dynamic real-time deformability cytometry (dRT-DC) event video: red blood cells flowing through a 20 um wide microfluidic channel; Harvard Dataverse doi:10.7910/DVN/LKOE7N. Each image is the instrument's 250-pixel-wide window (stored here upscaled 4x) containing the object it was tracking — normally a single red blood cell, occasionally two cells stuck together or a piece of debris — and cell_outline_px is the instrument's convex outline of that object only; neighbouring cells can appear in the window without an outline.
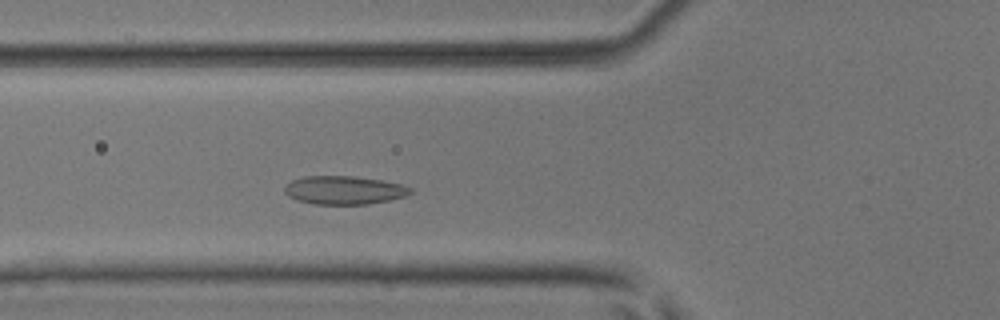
{"species": "common noctule bat (a hibernating species)", "species_latin": "Nyctalus noctula", "temperature_condition": "room temperature", "stored_images_in_passage": 4, "camera_frame_rate_fps": 3000, "um_per_image_px": 0.085, "animal": {"sex": "male", "body_mass_g": 17.9, "forearm_length_mm": 54.2}, "frame": {"image": 1, "passage_image": 4, "time_ms": 1.0, "image_size_px": [1000, 320], "cell_outline_px": [[412, 192], [404, 196], [388, 200], [368, 204], [312, 204], [296, 200], [288, 196], [284, 192], [284, 188], [292, 180], [304, 176], [352, 176], [380, 180], [400, 184], [412, 188]], "centroid_in_image_um": [29.21, 16.16], "position_along_channel_um": 96.6, "area_um2": 20.69}}